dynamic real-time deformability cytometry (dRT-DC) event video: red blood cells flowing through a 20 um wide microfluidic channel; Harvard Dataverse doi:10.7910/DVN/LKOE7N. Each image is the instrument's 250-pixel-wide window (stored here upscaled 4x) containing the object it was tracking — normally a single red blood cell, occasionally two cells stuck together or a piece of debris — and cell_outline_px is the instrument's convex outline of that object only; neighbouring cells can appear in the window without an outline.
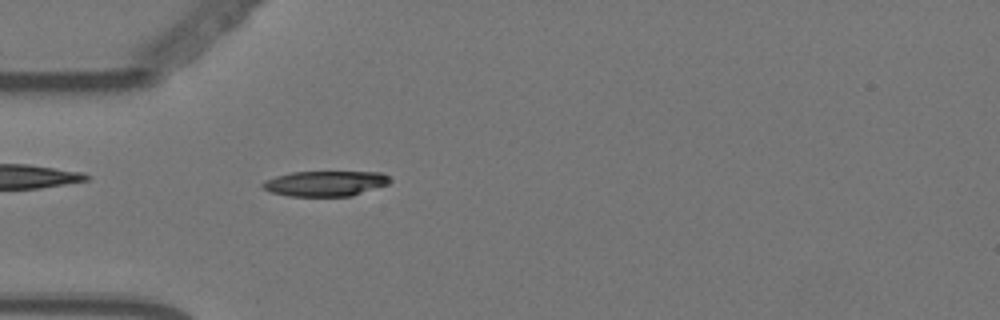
{"species": "Egyptian fruit bat (a non-hibernating species)", "species_latin": "Rousettus aegyptiacus", "temperature_condition": "warm", "stored_images_in_passage": 57, "camera_frame_rate_fps": 3000, "um_per_image_px": 0.085, "animal": {"sex": "female"}, "frame": {"image": 1, "passage_image": 17, "time_ms": 5.333, "image_size_px": [1000, 320], "cell_outline_px": [[392, 180], [388, 184], [352, 196], [288, 196], [268, 192], [260, 184], [264, 180], [276, 176], [292, 172], [380, 172], [392, 176]], "centroid_in_image_um": [27.65, 15.59], "position_along_channel_um": 57.3, "area_um2": 18.96}}
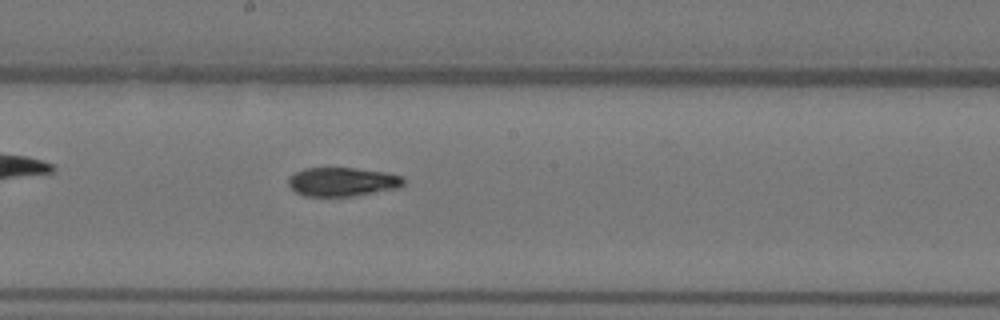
{"frame": {"image": 2, "passage_image": 31, "time_ms": 10.0, "image_size_px": [1000, 320], "cell_outline_px": [[404, 184], [400, 188], [352, 196], [304, 196], [296, 192], [288, 184], [288, 176], [304, 168], [356, 168], [384, 172], [404, 176]], "centroid_in_image_um": [29.11, 15.45], "position_along_channel_um": 219.1, "area_um2": 19.48}}
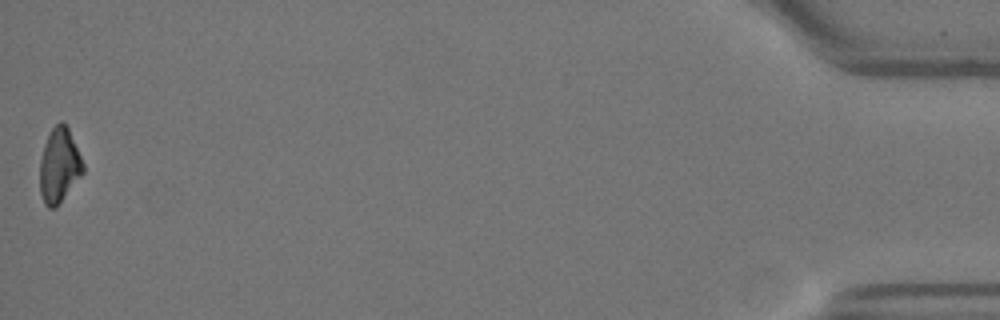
{"frame": {"image": 3, "passage_image": 57, "time_ms": 18.667, "image_size_px": [1000, 320], "cell_outline_px": [[84, 172], [56, 208], [48, 208], [44, 204], [40, 192], [40, 160], [44, 144], [52, 128], [60, 120], [68, 128], [84, 164]], "centroid_in_image_um": [5.03, 14.1], "position_along_channel_um": 430.2, "area_um2": 18.67}, "authors_computed_cell_mechanics": {"area_um2": 19.074, "velocity_mm_per_s": 3.5522, "shape_relaxation_time_tau1_ms": 7.3077, "shape_relaxation_time_tau2_ms": 2.5677, "deformation_change_tau1": 0.188, "deformation_change_tau2": 0.0864}}